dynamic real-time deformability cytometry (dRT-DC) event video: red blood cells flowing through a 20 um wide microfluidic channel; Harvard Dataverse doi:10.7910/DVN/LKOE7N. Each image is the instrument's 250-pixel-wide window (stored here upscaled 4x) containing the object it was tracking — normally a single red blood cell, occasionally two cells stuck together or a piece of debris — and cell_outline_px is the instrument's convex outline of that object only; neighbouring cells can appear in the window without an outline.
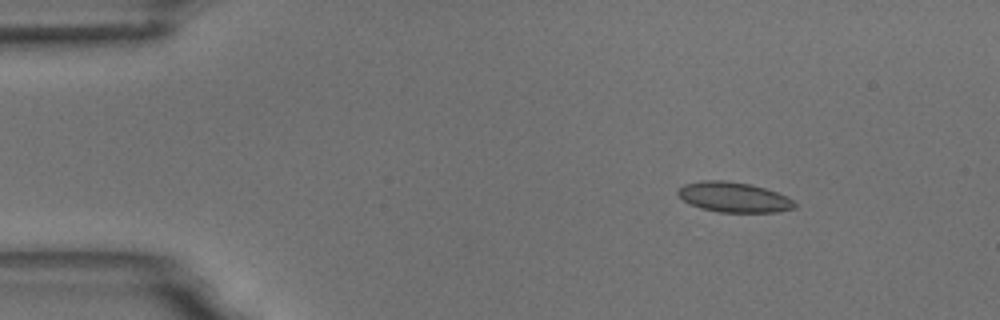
{"species": "common noctule bat (a hibernating species)", "species_latin": "Nyctalus noctula", "temperature_condition": "room temperature", "stored_images_in_passage": 7, "camera_frame_rate_fps": 3000, "um_per_image_px": 0.085, "animal": {"sex": "male", "body_mass_g": 18.8}, "frame": {"image": 1, "passage_image": 2, "time_ms": 2.0, "image_size_px": [1000, 320], "cell_outline_px": [[796, 208], [776, 212], [720, 212], [700, 208], [684, 200], [676, 192], [684, 184], [700, 180], [728, 180], [752, 184], [788, 196], [796, 204]], "centroid_in_image_um": [62.39, 16.75], "position_along_channel_um": 22.6, "area_um2": 20.52}}
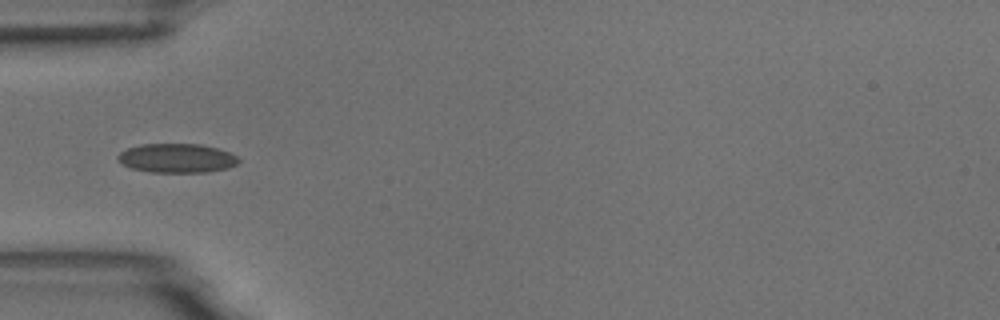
{"frame": {"image": 2, "passage_image": 5, "time_ms": 5.333, "image_size_px": [1000, 320], "cell_outline_px": [[240, 160], [236, 164], [228, 168], [208, 172], [152, 172], [132, 168], [124, 164], [116, 156], [120, 152], [128, 148], [140, 144], [200, 144], [216, 148], [228, 152], [236, 156]], "centroid_in_image_um": [15.04, 13.44], "position_along_channel_um": 70.0, "area_um2": 20.29}}